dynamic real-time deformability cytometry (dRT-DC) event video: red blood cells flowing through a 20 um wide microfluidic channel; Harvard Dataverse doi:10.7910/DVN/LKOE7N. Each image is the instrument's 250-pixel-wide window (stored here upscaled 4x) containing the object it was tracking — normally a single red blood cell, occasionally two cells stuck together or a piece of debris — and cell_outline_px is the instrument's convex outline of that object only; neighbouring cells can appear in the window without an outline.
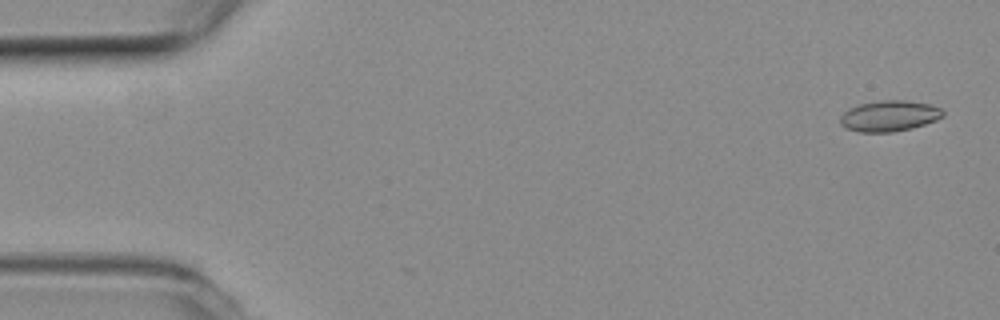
{"species": "common noctule bat (a hibernating species)", "species_latin": "Nyctalus noctula", "temperature_condition": "room temperature", "stored_images_in_passage": 6, "segment_of_instrument_passage": [1, 2], "camera_frame_rate_fps": 3000, "um_per_image_px": 0.085, "animal": {"sex": "female", "body_mass_g": 19.3, "forearm_length_mm": 54.1}, "frame": {"image": 1, "passage_image": 1, "time_ms": 0.0, "image_size_px": [1000, 320], "cell_outline_px": [[944, 116], [936, 120], [912, 128], [892, 132], [860, 132], [848, 128], [840, 124], [840, 116], [848, 108], [860, 104], [880, 100], [904, 100], [928, 104], [940, 108], [944, 112]], "centroid_in_image_um": [75.58, 9.85], "position_along_channel_um": 9.4, "area_um2": 18.38}}
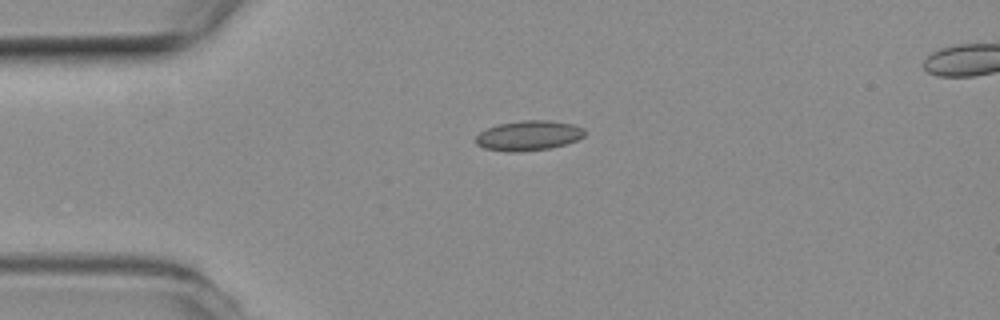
{"frame": {"image": 2, "passage_image": 4, "time_ms": 1.0, "image_size_px": [1000, 320], "cell_outline_px": [[584, 136], [576, 140], [552, 148], [516, 152], [508, 152], [484, 148], [476, 144], [476, 136], [480, 132], [496, 124], [520, 120], [552, 120], [572, 124], [584, 128]], "centroid_in_image_um": [44.91, 11.51], "position_along_channel_um": 40.1, "area_um2": 19.07}}